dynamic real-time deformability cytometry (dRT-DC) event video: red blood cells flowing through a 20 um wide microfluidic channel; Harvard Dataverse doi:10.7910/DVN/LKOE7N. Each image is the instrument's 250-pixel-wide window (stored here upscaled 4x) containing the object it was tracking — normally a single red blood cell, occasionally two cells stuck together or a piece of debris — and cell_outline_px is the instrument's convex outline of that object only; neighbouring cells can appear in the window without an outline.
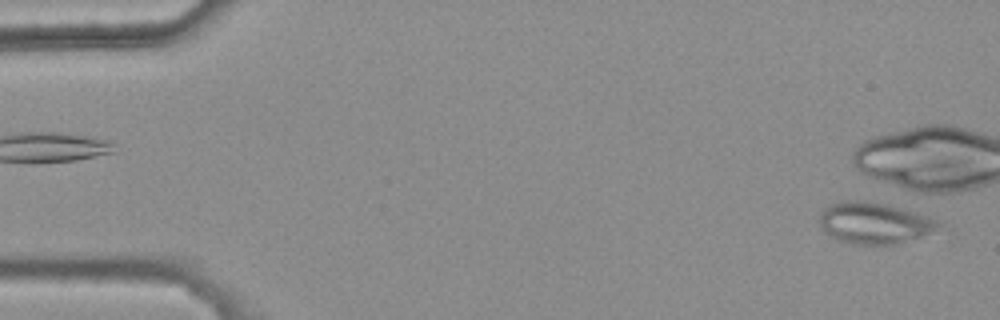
{"species": "common noctule bat (a hibernating species)", "species_latin": "Nyctalus noctula", "temperature_condition": "warm", "stored_images_in_passage": 3, "camera_frame_rate_fps": 3000, "um_per_image_px": 0.085, "animal": {"sex": "female", "body_mass_g": 25.1}, "frame": {"image": 1, "passage_image": 1, "time_ms": 0.0, "image_size_px": [1000, 320], "cell_outline_px": [[944, 224], [920, 236], [892, 244], [856, 244], [836, 240], [824, 232], [820, 224], [820, 212], [828, 204], [840, 200], [864, 200], [888, 204], [916, 212], [928, 216]], "centroid_in_image_um": [74.23, 18.92], "position_along_channel_um": 10.8, "area_um2": 28.61}}